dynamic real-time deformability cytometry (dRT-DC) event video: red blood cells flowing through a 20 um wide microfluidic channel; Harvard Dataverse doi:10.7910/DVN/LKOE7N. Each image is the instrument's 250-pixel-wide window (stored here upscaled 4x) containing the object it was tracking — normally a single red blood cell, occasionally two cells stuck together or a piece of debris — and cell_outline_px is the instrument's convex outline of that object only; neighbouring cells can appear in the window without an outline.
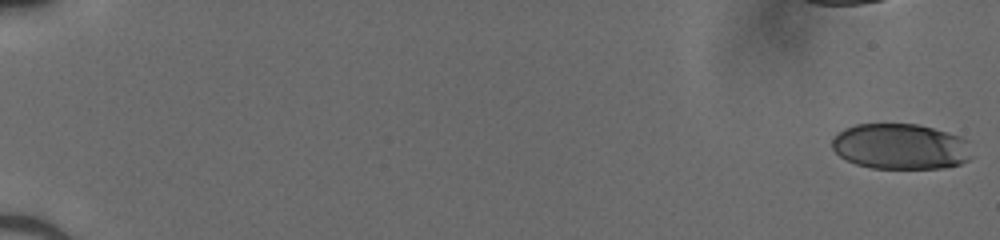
{"species": "human", "species_latin": "Homo sapiens", "temperature_condition": "cold", "stored_images_in_passage": 16, "camera_frame_rate_fps": 3000, "um_per_image_px": 0.085, "donor": {"sex": "male"}, "frame": {"image": 1, "passage_image": 1, "time_ms": 0.0, "image_size_px": [1000, 240], "cell_outline_px": [[972, 156], [968, 160], [960, 164], [944, 168], [872, 168], [856, 164], [840, 156], [832, 148], [832, 140], [844, 128], [856, 124], [916, 124], [932, 128], [960, 136], [968, 140]], "centroid_in_image_um": [76.57, 12.46], "position_along_channel_um": 8.4, "area_um2": 37.17}}